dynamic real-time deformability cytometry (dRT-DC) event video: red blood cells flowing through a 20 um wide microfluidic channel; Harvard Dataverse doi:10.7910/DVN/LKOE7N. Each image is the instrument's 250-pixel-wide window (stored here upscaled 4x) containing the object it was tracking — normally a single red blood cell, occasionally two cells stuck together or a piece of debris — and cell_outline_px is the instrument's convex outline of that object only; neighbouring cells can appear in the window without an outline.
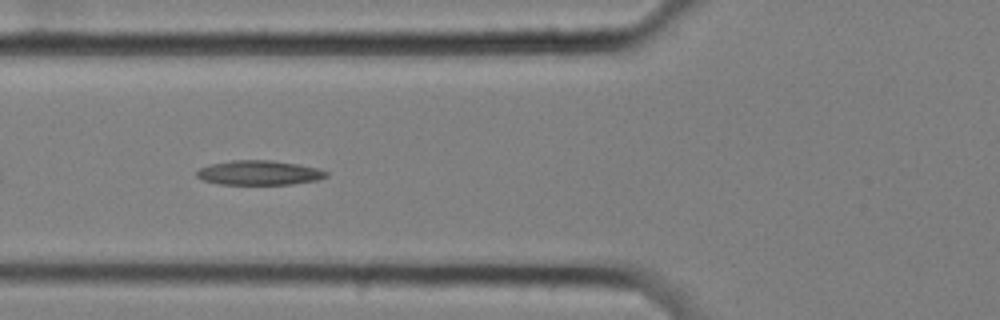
{"species": "common noctule bat (a hibernating species)", "species_latin": "Nyctalus noctula", "temperature_condition": "cold", "stored_images_in_passage": 44, "camera_frame_rate_fps": 3000, "um_per_image_px": 0.085, "animal": {"sex": "female", "body_mass_g": 25.1}, "frame": {"image": 1, "passage_image": 7, "time_ms": 2.0, "image_size_px": [1000, 320], "cell_outline_px": [[328, 176], [316, 180], [292, 184], [220, 184], [204, 180], [196, 176], [196, 172], [200, 168], [212, 164], [232, 160], [272, 160], [296, 164], [316, 168], [328, 172]], "centroid_in_image_um": [22.02, 14.68], "position_along_channel_um": 103.8, "area_um2": 18.26}}
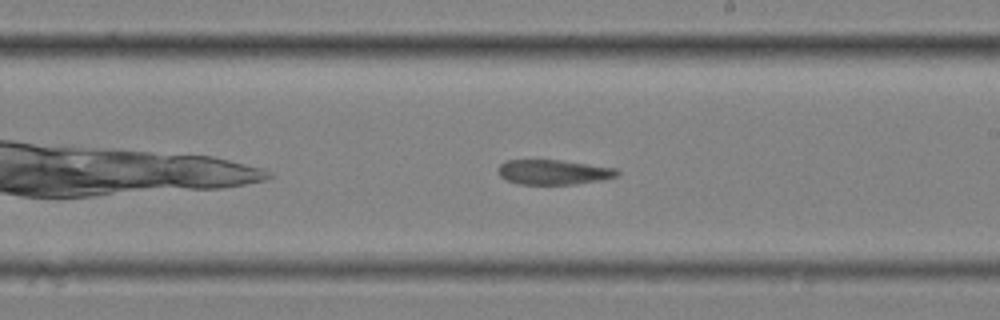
{"frame": {"image": 2, "passage_image": 19, "time_ms": 6.0, "image_size_px": [1000, 320], "cell_outline_px": [[620, 172], [616, 176], [600, 180], [576, 184], [520, 184], [508, 180], [500, 176], [496, 168], [504, 160], [560, 160], [616, 168]], "centroid_in_image_um": [47.01, 14.62], "position_along_channel_um": 242.0, "area_um2": 17.17}}
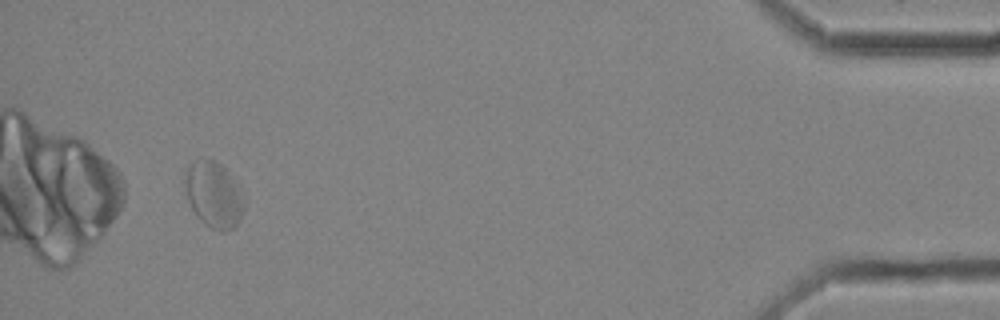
{"frame": {"image": 3, "passage_image": 40, "time_ms": 13.0, "image_size_px": [1000, 320], "cell_outline_px": [[244, 208], [240, 220], [232, 228], [224, 232], [220, 232], [204, 224], [196, 216], [188, 200], [184, 188], [184, 172], [188, 164], [196, 160], [216, 160], [228, 172], [244, 200]], "centroid_in_image_um": [18.12, 16.56], "position_along_channel_um": 417.1, "area_um2": 22.6}}